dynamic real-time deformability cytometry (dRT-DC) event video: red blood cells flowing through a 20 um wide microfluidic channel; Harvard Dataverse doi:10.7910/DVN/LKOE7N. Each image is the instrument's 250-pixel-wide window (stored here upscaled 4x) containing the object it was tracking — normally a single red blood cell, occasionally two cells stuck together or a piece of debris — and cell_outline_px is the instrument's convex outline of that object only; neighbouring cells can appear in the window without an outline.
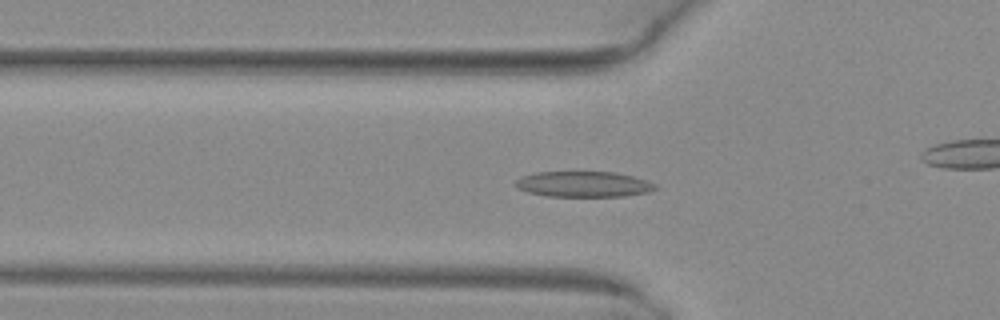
{"species": "common noctule bat (a hibernating species)", "species_latin": "Nyctalus noctula", "temperature_condition": "warm", "stored_images_in_passage": 52, "camera_frame_rate_fps": 3000, "um_per_image_px": 0.085, "animal": {"sex": "female", "body_mass_g": 29.2, "forearm_length_mm": 56.3}, "frame": {"image": 1, "passage_image": 18, "time_ms": 5.667, "image_size_px": [1000, 320], "cell_outline_px": [[656, 188], [648, 192], [624, 196], [548, 196], [528, 192], [512, 184], [520, 176], [536, 172], [616, 172], [632, 176], [656, 184]], "centroid_in_image_um": [49.56, 15.65], "position_along_channel_um": 76.2, "area_um2": 20.75}}
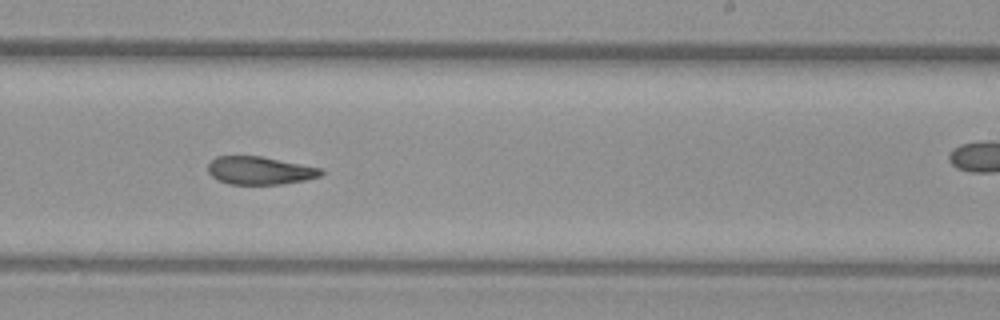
{"frame": {"image": 2, "passage_image": 32, "time_ms": 10.333, "image_size_px": [1000, 320], "cell_outline_px": [[324, 172], [320, 176], [304, 180], [284, 184], [228, 184], [212, 176], [208, 172], [208, 164], [216, 156], [260, 156], [320, 168]], "centroid_in_image_um": [22.06, 14.5], "position_along_channel_um": 266.9, "area_um2": 18.21}}
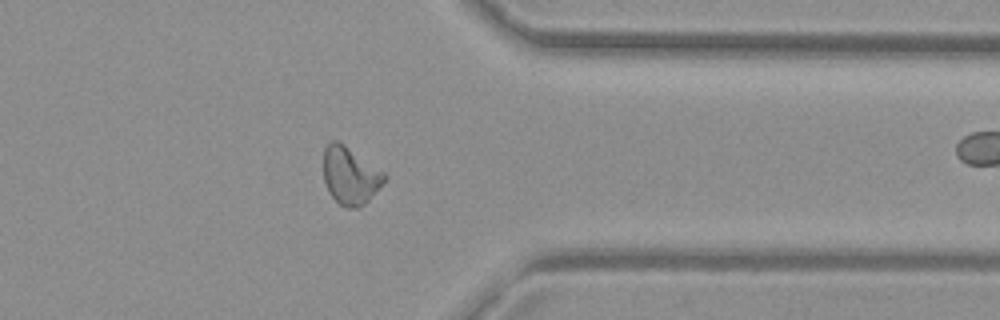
{"frame": {"image": 3, "passage_image": 41, "time_ms": 13.333, "image_size_px": [1000, 320], "cell_outline_px": [[388, 176], [368, 200], [360, 208], [344, 208], [328, 192], [324, 180], [324, 148], [332, 140], [336, 140], [344, 144], [384, 172]], "centroid_in_image_um": [29.75, 14.93], "position_along_channel_um": 381.6, "area_um2": 20.23}}